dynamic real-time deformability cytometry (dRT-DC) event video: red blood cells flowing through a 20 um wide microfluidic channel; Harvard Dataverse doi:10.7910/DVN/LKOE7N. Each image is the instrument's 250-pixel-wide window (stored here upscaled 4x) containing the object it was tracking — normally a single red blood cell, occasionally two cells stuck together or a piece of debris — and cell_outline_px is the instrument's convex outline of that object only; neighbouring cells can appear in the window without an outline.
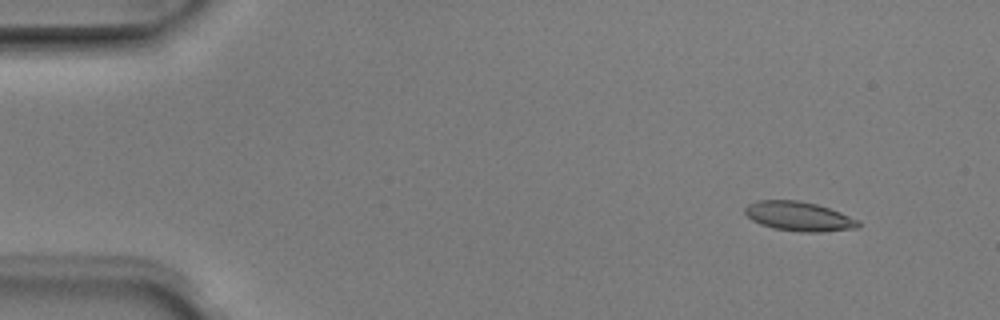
{"species": "Egyptian fruit bat (a non-hibernating species)", "species_latin": "Rousettus aegyptiacus", "temperature_condition": "room temperature", "stored_images_in_passage": 4, "camera_frame_rate_fps": 3000, "um_per_image_px": 0.085, "animal": {"sex": "male"}, "frame": {"image": 1, "passage_image": 2, "time_ms": 0.333, "image_size_px": [1000, 320], "cell_outline_px": [[860, 224], [856, 228], [820, 232], [800, 232], [772, 228], [760, 224], [752, 220], [744, 212], [744, 208], [748, 204], [756, 200], [800, 200], [816, 204], [840, 212], [860, 220]], "centroid_in_image_um": [67.89, 18.38], "position_along_channel_um": 17.1, "area_um2": 19.48}}
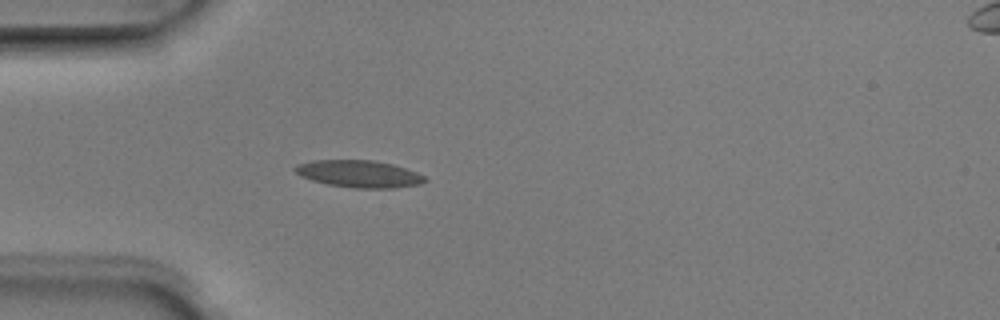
{"frame": {"image": 2, "passage_image": 4, "time_ms": 1.0, "image_size_px": [1000, 320], "cell_outline_px": [[428, 180], [420, 184], [396, 188], [352, 188], [328, 184], [312, 180], [300, 176], [292, 168], [296, 164], [312, 160], [372, 160], [392, 164], [416, 172], [424, 176]], "centroid_in_image_um": [30.49, 14.78], "position_along_channel_um": 54.5, "area_um2": 20.58}}